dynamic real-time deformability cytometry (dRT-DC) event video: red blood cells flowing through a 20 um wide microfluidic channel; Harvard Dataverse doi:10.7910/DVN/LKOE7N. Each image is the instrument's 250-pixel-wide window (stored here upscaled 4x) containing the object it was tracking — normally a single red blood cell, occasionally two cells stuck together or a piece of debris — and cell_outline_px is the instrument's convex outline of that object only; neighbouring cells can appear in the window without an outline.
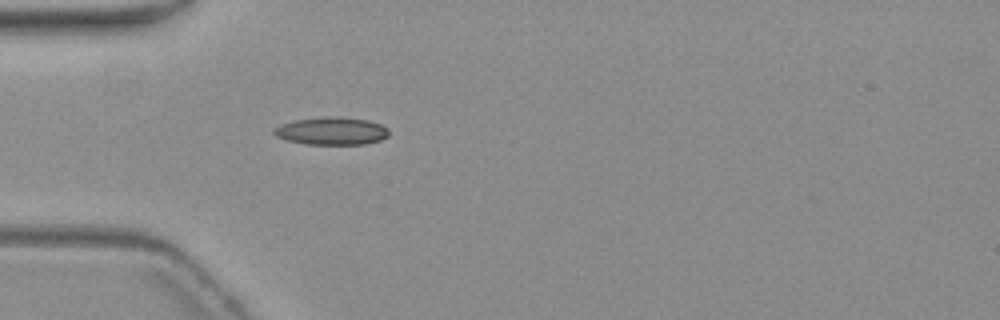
{"species": "common noctule bat (a hibernating species)", "species_latin": "Nyctalus noctula", "temperature_condition": "warm", "stored_images_in_passage": 4, "camera_frame_rate_fps": 3000, "um_per_image_px": 0.085, "animal": {"sex": "female", "body_mass_g": 19.3, "forearm_length_mm": 54.1}, "frame": {"image": 1, "passage_image": 4, "time_ms": 4.333, "image_size_px": [1000, 320], "cell_outline_px": [[388, 136], [380, 140], [364, 144], [308, 144], [288, 140], [276, 136], [272, 132], [280, 124], [296, 120], [332, 116], [368, 120], [380, 124], [388, 128]], "centroid_in_image_um": [28.21, 11.14], "position_along_channel_um": 56.8, "area_um2": 18.26}}